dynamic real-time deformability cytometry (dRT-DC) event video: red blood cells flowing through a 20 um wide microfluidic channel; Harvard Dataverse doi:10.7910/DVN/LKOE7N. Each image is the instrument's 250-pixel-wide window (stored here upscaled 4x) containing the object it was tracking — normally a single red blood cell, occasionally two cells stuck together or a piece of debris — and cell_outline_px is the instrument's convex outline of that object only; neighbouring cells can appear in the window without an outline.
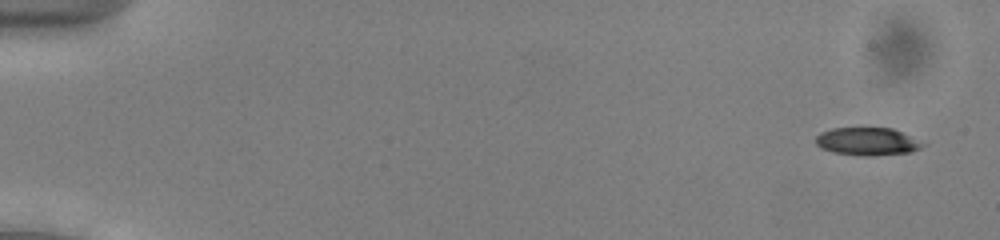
{"species": "common noctule bat (a hibernating species)", "species_latin": "Nyctalus noctula", "temperature_condition": "cold", "stored_images_in_passage": 54, "camera_frame_rate_fps": 3000, "um_per_image_px": 0.085, "animal": {"sex": "male", "body_mass_g": 13.0, "forearm_length_mm": 53.1}, "frame": {"image": 1, "passage_image": 3, "time_ms": 0.667, "image_size_px": [1000, 240], "cell_outline_px": [[928, 144], [912, 152], [872, 156], [864, 156], [832, 152], [820, 148], [816, 144], [816, 136], [820, 132], [832, 128], [892, 128]], "centroid_in_image_um": [73.72, 12.03], "position_along_channel_um": 11.3, "area_um2": 17.46}}
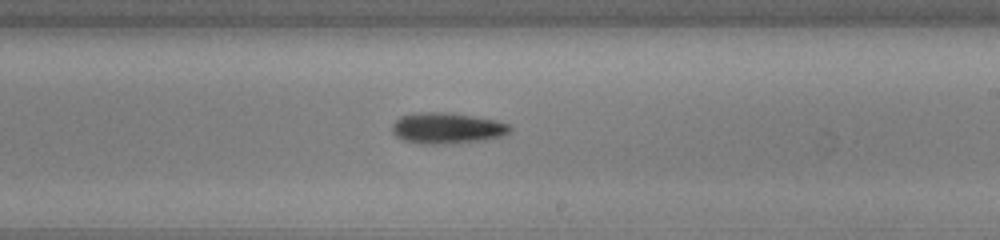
{"frame": {"image": 2, "passage_image": 33, "time_ms": 10.667, "image_size_px": [1000, 240], "cell_outline_px": [[512, 128], [508, 132], [500, 136], [484, 140], [452, 144], [420, 144], [404, 140], [396, 136], [392, 132], [392, 124], [400, 116], [420, 112], [444, 112], [472, 116], [496, 120], [508, 124]], "centroid_in_image_um": [37.96, 10.9], "position_along_channel_um": 251.0, "area_um2": 21.27}}
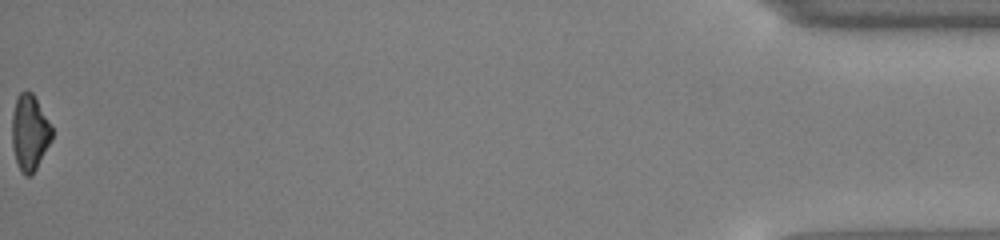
{"frame": {"image": 3, "passage_image": 54, "time_ms": 17.667, "image_size_px": [1000, 240], "cell_outline_px": [[52, 140], [32, 176], [24, 176], [20, 172], [12, 148], [12, 112], [16, 100], [20, 92], [32, 92], [52, 124]], "centroid_in_image_um": [2.53, 11.3], "position_along_channel_um": 432.7, "area_um2": 17.86}, "authors_computed_cell_mechanics": {"area_um2": 18.9295, "velocity_mm_per_s": 3.9356, "shape_relaxation_time_tau1_ms": 4.7902, "shape_relaxation_time_tau2_ms": null, "deformation_change_tau1": 0.1481, "deformation_change_tau2": null}}